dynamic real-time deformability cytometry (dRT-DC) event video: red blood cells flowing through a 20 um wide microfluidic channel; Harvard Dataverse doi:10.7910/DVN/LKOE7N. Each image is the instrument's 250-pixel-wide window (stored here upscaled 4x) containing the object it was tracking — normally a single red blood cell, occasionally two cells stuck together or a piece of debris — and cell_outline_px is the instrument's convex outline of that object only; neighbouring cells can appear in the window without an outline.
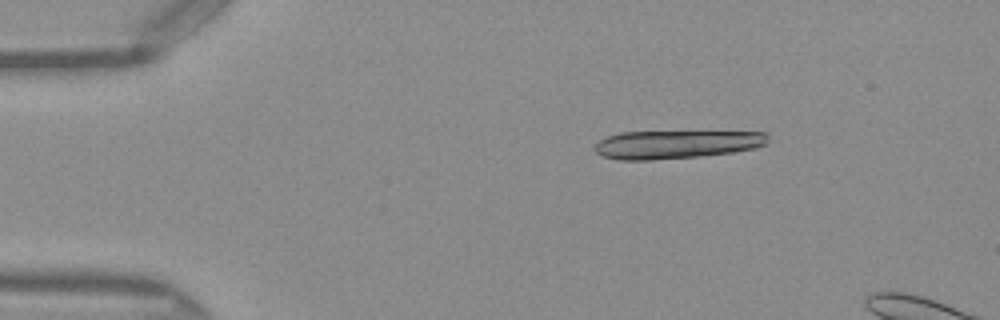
{"species": "Egyptian fruit bat (a non-hibernating species)", "species_latin": "Rousettus aegyptiacus", "temperature_condition": "warm", "stored_images_in_passage": 6, "camera_frame_rate_fps": 3000, "um_per_image_px": 0.085, "frame": {"image": 1, "passage_image": 1, "time_ms": 0.0, "image_size_px": [1000, 320], "cell_outline_px": [[768, 144], [756, 148], [732, 152], [700, 156], [652, 160], [620, 160], [604, 156], [596, 152], [596, 144], [600, 140], [608, 136], [620, 132], [764, 132], [768, 136]], "centroid_in_image_um": [57.51, 12.27], "position_along_channel_um": 27.5, "area_um2": 28.32}}